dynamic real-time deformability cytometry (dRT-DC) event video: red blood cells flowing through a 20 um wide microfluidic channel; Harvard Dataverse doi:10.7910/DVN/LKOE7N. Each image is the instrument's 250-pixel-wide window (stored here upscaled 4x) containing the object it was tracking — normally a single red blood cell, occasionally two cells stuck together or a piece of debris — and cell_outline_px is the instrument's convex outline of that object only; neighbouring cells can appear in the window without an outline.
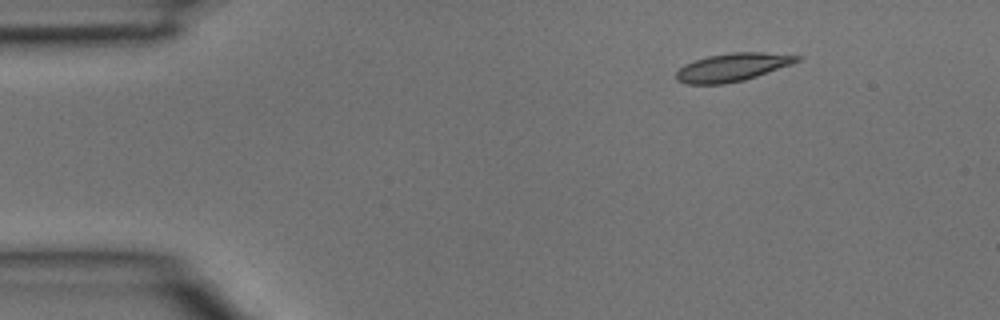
{"species": "common noctule bat (a hibernating species)", "species_latin": "Nyctalus noctula", "temperature_condition": "room temperature", "stored_images_in_passage": 3, "camera_frame_rate_fps": 3000, "um_per_image_px": 0.085, "animal": {"sex": "male", "body_mass_g": 15.6}, "frame": {"image": 1, "passage_image": 1, "time_ms": 0.0, "image_size_px": [1000, 320], "cell_outline_px": [[804, 56], [800, 60], [792, 64], [744, 80], [724, 84], [688, 84], [676, 80], [676, 72], [684, 64], [708, 56], [732, 52], [760, 52]], "centroid_in_image_um": [62.26, 5.71], "position_along_channel_um": 22.7, "area_um2": 19.65}}
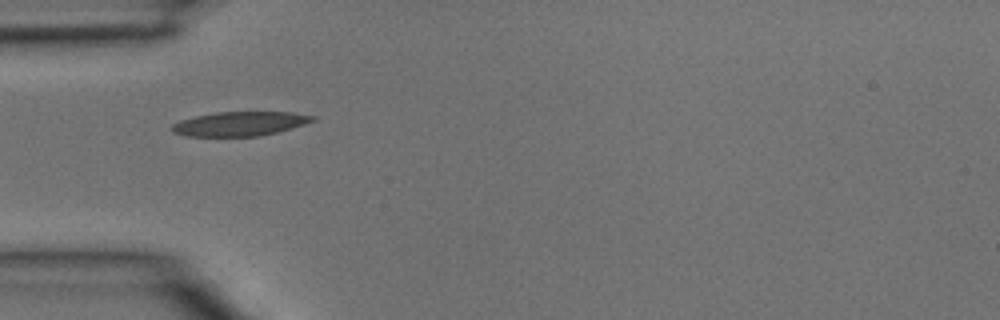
{"frame": {"image": 2, "passage_image": 3, "time_ms": 0.667, "image_size_px": [1000, 320], "cell_outline_px": [[316, 120], [292, 128], [276, 132], [256, 136], [184, 136], [172, 132], [172, 124], [180, 120], [196, 116], [216, 112], [292, 112], [316, 116]], "centroid_in_image_um": [20.38, 10.51], "position_along_channel_um": 64.6, "area_um2": 19.83}}